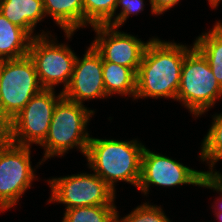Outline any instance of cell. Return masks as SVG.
Segmentation results:
<instances>
[{
  "label": "cell",
  "mask_w": 222,
  "mask_h": 222,
  "mask_svg": "<svg viewBox=\"0 0 222 222\" xmlns=\"http://www.w3.org/2000/svg\"><path fill=\"white\" fill-rule=\"evenodd\" d=\"M194 47L149 39L137 71L135 99L171 98L177 101L185 55Z\"/></svg>",
  "instance_id": "obj_1"
},
{
  "label": "cell",
  "mask_w": 222,
  "mask_h": 222,
  "mask_svg": "<svg viewBox=\"0 0 222 222\" xmlns=\"http://www.w3.org/2000/svg\"><path fill=\"white\" fill-rule=\"evenodd\" d=\"M145 145L136 139L120 141L90 137L86 159L88 168L101 177L114 191L118 181L138 187L141 157Z\"/></svg>",
  "instance_id": "obj_2"
},
{
  "label": "cell",
  "mask_w": 222,
  "mask_h": 222,
  "mask_svg": "<svg viewBox=\"0 0 222 222\" xmlns=\"http://www.w3.org/2000/svg\"><path fill=\"white\" fill-rule=\"evenodd\" d=\"M95 111L84 104L62 97L56 104L45 141L40 145L45 150L39 165L54 156H63L70 149L78 148L86 155L90 134L87 125Z\"/></svg>",
  "instance_id": "obj_3"
},
{
  "label": "cell",
  "mask_w": 222,
  "mask_h": 222,
  "mask_svg": "<svg viewBox=\"0 0 222 222\" xmlns=\"http://www.w3.org/2000/svg\"><path fill=\"white\" fill-rule=\"evenodd\" d=\"M222 98V87L214 76L207 59L194 46L184 58L177 101L192 115L200 117Z\"/></svg>",
  "instance_id": "obj_4"
},
{
  "label": "cell",
  "mask_w": 222,
  "mask_h": 222,
  "mask_svg": "<svg viewBox=\"0 0 222 222\" xmlns=\"http://www.w3.org/2000/svg\"><path fill=\"white\" fill-rule=\"evenodd\" d=\"M31 58L0 60V106L2 116L11 121L42 90Z\"/></svg>",
  "instance_id": "obj_5"
},
{
  "label": "cell",
  "mask_w": 222,
  "mask_h": 222,
  "mask_svg": "<svg viewBox=\"0 0 222 222\" xmlns=\"http://www.w3.org/2000/svg\"><path fill=\"white\" fill-rule=\"evenodd\" d=\"M63 97L62 91L56 96L53 89H42L35 94L25 107L9 121L10 142L31 147L45 141L57 102Z\"/></svg>",
  "instance_id": "obj_6"
},
{
  "label": "cell",
  "mask_w": 222,
  "mask_h": 222,
  "mask_svg": "<svg viewBox=\"0 0 222 222\" xmlns=\"http://www.w3.org/2000/svg\"><path fill=\"white\" fill-rule=\"evenodd\" d=\"M51 37V34L50 40L48 34L33 37L28 56L34 63L42 88L54 90L62 83L63 92L70 83L77 55L66 43H55V38Z\"/></svg>",
  "instance_id": "obj_7"
},
{
  "label": "cell",
  "mask_w": 222,
  "mask_h": 222,
  "mask_svg": "<svg viewBox=\"0 0 222 222\" xmlns=\"http://www.w3.org/2000/svg\"><path fill=\"white\" fill-rule=\"evenodd\" d=\"M51 187L49 203L66 208L115 205L116 192L97 174L80 173L47 180Z\"/></svg>",
  "instance_id": "obj_8"
},
{
  "label": "cell",
  "mask_w": 222,
  "mask_h": 222,
  "mask_svg": "<svg viewBox=\"0 0 222 222\" xmlns=\"http://www.w3.org/2000/svg\"><path fill=\"white\" fill-rule=\"evenodd\" d=\"M29 146L8 142L0 149V211L17 204L37 177L31 166Z\"/></svg>",
  "instance_id": "obj_9"
},
{
  "label": "cell",
  "mask_w": 222,
  "mask_h": 222,
  "mask_svg": "<svg viewBox=\"0 0 222 222\" xmlns=\"http://www.w3.org/2000/svg\"><path fill=\"white\" fill-rule=\"evenodd\" d=\"M206 174L207 171L189 168L172 158L144 147L141 157V177L137 188L146 195L150 185L175 187L188 184L200 187Z\"/></svg>",
  "instance_id": "obj_10"
},
{
  "label": "cell",
  "mask_w": 222,
  "mask_h": 222,
  "mask_svg": "<svg viewBox=\"0 0 222 222\" xmlns=\"http://www.w3.org/2000/svg\"><path fill=\"white\" fill-rule=\"evenodd\" d=\"M96 33L91 45L101 55L103 62H112L133 69L136 73L149 41L121 32L110 25L92 27Z\"/></svg>",
  "instance_id": "obj_11"
},
{
  "label": "cell",
  "mask_w": 222,
  "mask_h": 222,
  "mask_svg": "<svg viewBox=\"0 0 222 222\" xmlns=\"http://www.w3.org/2000/svg\"><path fill=\"white\" fill-rule=\"evenodd\" d=\"M72 102L108 98L103 80V59L90 44L83 58L76 56L71 80L62 92Z\"/></svg>",
  "instance_id": "obj_12"
},
{
  "label": "cell",
  "mask_w": 222,
  "mask_h": 222,
  "mask_svg": "<svg viewBox=\"0 0 222 222\" xmlns=\"http://www.w3.org/2000/svg\"><path fill=\"white\" fill-rule=\"evenodd\" d=\"M0 13L11 23L23 28L32 38L51 34H33L37 23L46 17L43 0H0Z\"/></svg>",
  "instance_id": "obj_13"
},
{
  "label": "cell",
  "mask_w": 222,
  "mask_h": 222,
  "mask_svg": "<svg viewBox=\"0 0 222 222\" xmlns=\"http://www.w3.org/2000/svg\"><path fill=\"white\" fill-rule=\"evenodd\" d=\"M45 15L51 16L64 31L67 39L84 27L82 0H43Z\"/></svg>",
  "instance_id": "obj_14"
},
{
  "label": "cell",
  "mask_w": 222,
  "mask_h": 222,
  "mask_svg": "<svg viewBox=\"0 0 222 222\" xmlns=\"http://www.w3.org/2000/svg\"><path fill=\"white\" fill-rule=\"evenodd\" d=\"M32 37L0 13V60L17 59L28 55Z\"/></svg>",
  "instance_id": "obj_15"
},
{
  "label": "cell",
  "mask_w": 222,
  "mask_h": 222,
  "mask_svg": "<svg viewBox=\"0 0 222 222\" xmlns=\"http://www.w3.org/2000/svg\"><path fill=\"white\" fill-rule=\"evenodd\" d=\"M137 73L126 66L103 62V80L107 96L118 94L135 98Z\"/></svg>",
  "instance_id": "obj_16"
},
{
  "label": "cell",
  "mask_w": 222,
  "mask_h": 222,
  "mask_svg": "<svg viewBox=\"0 0 222 222\" xmlns=\"http://www.w3.org/2000/svg\"><path fill=\"white\" fill-rule=\"evenodd\" d=\"M194 46L207 59L210 68L222 87V23L216 22L214 27L194 41Z\"/></svg>",
  "instance_id": "obj_17"
},
{
  "label": "cell",
  "mask_w": 222,
  "mask_h": 222,
  "mask_svg": "<svg viewBox=\"0 0 222 222\" xmlns=\"http://www.w3.org/2000/svg\"><path fill=\"white\" fill-rule=\"evenodd\" d=\"M212 117V125L201 143L199 154L202 162L209 163L210 170L207 173H217L213 168L219 160H222V113Z\"/></svg>",
  "instance_id": "obj_18"
},
{
  "label": "cell",
  "mask_w": 222,
  "mask_h": 222,
  "mask_svg": "<svg viewBox=\"0 0 222 222\" xmlns=\"http://www.w3.org/2000/svg\"><path fill=\"white\" fill-rule=\"evenodd\" d=\"M116 205H95L65 209L62 222H111L117 215Z\"/></svg>",
  "instance_id": "obj_19"
},
{
  "label": "cell",
  "mask_w": 222,
  "mask_h": 222,
  "mask_svg": "<svg viewBox=\"0 0 222 222\" xmlns=\"http://www.w3.org/2000/svg\"><path fill=\"white\" fill-rule=\"evenodd\" d=\"M84 27L110 25L114 21L117 0H82Z\"/></svg>",
  "instance_id": "obj_20"
},
{
  "label": "cell",
  "mask_w": 222,
  "mask_h": 222,
  "mask_svg": "<svg viewBox=\"0 0 222 222\" xmlns=\"http://www.w3.org/2000/svg\"><path fill=\"white\" fill-rule=\"evenodd\" d=\"M162 210L161 206L145 202L123 218L121 217V220L123 222H171Z\"/></svg>",
  "instance_id": "obj_21"
},
{
  "label": "cell",
  "mask_w": 222,
  "mask_h": 222,
  "mask_svg": "<svg viewBox=\"0 0 222 222\" xmlns=\"http://www.w3.org/2000/svg\"><path fill=\"white\" fill-rule=\"evenodd\" d=\"M144 0H117L115 13L118 7H121L120 13L115 15L114 21L110 26L120 28L127 21L131 14L137 15L144 10Z\"/></svg>",
  "instance_id": "obj_22"
},
{
  "label": "cell",
  "mask_w": 222,
  "mask_h": 222,
  "mask_svg": "<svg viewBox=\"0 0 222 222\" xmlns=\"http://www.w3.org/2000/svg\"><path fill=\"white\" fill-rule=\"evenodd\" d=\"M200 187H206L210 188L211 190H215L216 192H220L221 199H218V205L217 208H215V216H217V219H219L220 222H222V174L217 171V173H207L203 180L201 181ZM220 205V206H219Z\"/></svg>",
  "instance_id": "obj_23"
},
{
  "label": "cell",
  "mask_w": 222,
  "mask_h": 222,
  "mask_svg": "<svg viewBox=\"0 0 222 222\" xmlns=\"http://www.w3.org/2000/svg\"><path fill=\"white\" fill-rule=\"evenodd\" d=\"M179 1L180 0H149L151 12L153 15H161L178 4Z\"/></svg>",
  "instance_id": "obj_24"
},
{
  "label": "cell",
  "mask_w": 222,
  "mask_h": 222,
  "mask_svg": "<svg viewBox=\"0 0 222 222\" xmlns=\"http://www.w3.org/2000/svg\"><path fill=\"white\" fill-rule=\"evenodd\" d=\"M9 141V122L3 116H0V149Z\"/></svg>",
  "instance_id": "obj_25"
},
{
  "label": "cell",
  "mask_w": 222,
  "mask_h": 222,
  "mask_svg": "<svg viewBox=\"0 0 222 222\" xmlns=\"http://www.w3.org/2000/svg\"><path fill=\"white\" fill-rule=\"evenodd\" d=\"M222 0H208L210 6L212 8H217L219 3L221 2Z\"/></svg>",
  "instance_id": "obj_26"
},
{
  "label": "cell",
  "mask_w": 222,
  "mask_h": 222,
  "mask_svg": "<svg viewBox=\"0 0 222 222\" xmlns=\"http://www.w3.org/2000/svg\"><path fill=\"white\" fill-rule=\"evenodd\" d=\"M111 222H123L121 219H119V212L117 211V215Z\"/></svg>",
  "instance_id": "obj_27"
}]
</instances>
